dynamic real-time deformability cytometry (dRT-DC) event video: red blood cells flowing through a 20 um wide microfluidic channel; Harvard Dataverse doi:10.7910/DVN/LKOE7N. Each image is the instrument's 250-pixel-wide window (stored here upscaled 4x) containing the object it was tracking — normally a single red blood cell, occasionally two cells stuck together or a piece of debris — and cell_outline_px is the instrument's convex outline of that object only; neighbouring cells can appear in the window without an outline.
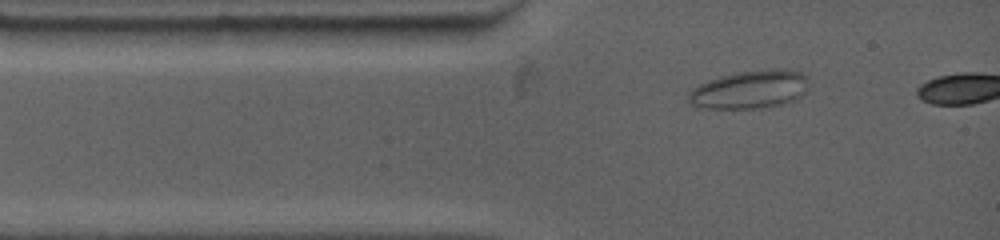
{"species": "common noctule bat (a hibernating species)", "species_latin": "Nyctalus noctula", "temperature_condition": "warm", "stored_images_in_passage": 2, "camera_frame_rate_fps": 4500, "um_per_image_px": 0.085, "animal": {"sex": "female", "body_mass_g": 19.0, "forearm_length_mm": 53.3}, "frame": {"image": 1, "passage_image": 1, "time_ms": 0.0, "image_size_px": [1000, 240], "cell_outline_px": [[808, 80], [804, 92], [796, 100], [780, 104], [752, 108], [708, 108], [692, 104], [688, 100], [688, 92], [692, 88], [708, 80], [720, 76], [736, 72], [768, 68], [800, 72], [808, 76]], "centroid_in_image_um": [63.72, 7.59], "position_along_channel_um": 21.3, "area_um2": 26.53}}